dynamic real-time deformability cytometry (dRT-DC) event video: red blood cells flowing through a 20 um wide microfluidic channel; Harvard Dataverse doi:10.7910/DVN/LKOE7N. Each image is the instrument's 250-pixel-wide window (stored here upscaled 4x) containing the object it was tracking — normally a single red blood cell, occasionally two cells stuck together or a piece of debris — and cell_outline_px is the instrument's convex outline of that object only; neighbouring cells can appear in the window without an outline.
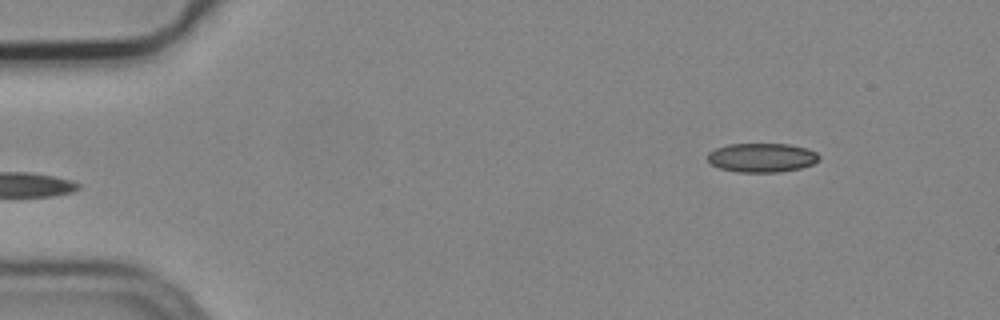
{"species": "common noctule bat (a hibernating species)", "species_latin": "Nyctalus noctula", "temperature_condition": "cold", "stored_images_in_passage": 3, "camera_frame_rate_fps": 3000, "um_per_image_px": 0.085, "animal": {"sex": "male", "body_mass_g": 19.2, "forearm_length_mm": 51.8}, "frame": {"image": 1, "passage_image": 3, "time_ms": 0.667, "image_size_px": [1000, 320], "cell_outline_px": [[820, 160], [812, 164], [800, 168], [780, 172], [736, 172], [720, 168], [712, 164], [708, 160], [708, 152], [716, 148], [728, 144], [788, 144], [808, 148], [816, 152], [820, 156]], "centroid_in_image_um": [64.77, 13.4], "position_along_channel_um": 20.2, "area_um2": 18.96}}